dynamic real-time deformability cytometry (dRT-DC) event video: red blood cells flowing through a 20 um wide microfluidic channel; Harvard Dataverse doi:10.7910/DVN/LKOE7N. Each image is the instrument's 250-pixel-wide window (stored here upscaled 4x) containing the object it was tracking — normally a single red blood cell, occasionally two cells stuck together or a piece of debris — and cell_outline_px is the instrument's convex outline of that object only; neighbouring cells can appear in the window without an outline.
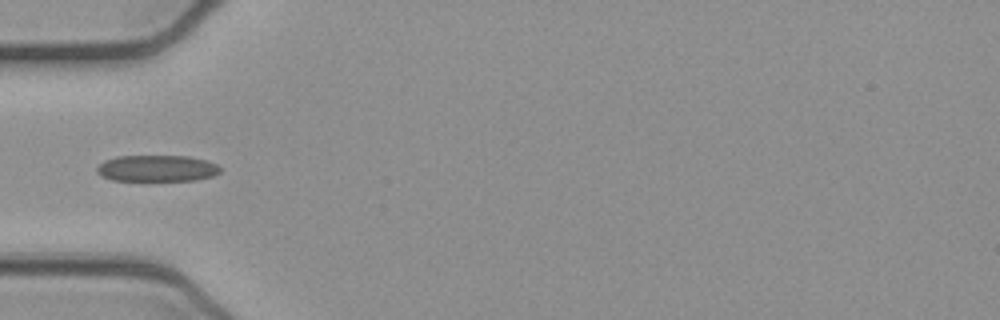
{"species": "common noctule bat (a hibernating species)", "species_latin": "Nyctalus noctula", "temperature_condition": "cold", "stored_images_in_passage": 36, "camera_frame_rate_fps": 3000, "um_per_image_px": 0.085, "animal": {"sex": "female", "body_mass_g": 21.9}, "frame": {"image": 1, "passage_image": 1, "time_ms": 0.0, "image_size_px": [1000, 320], "cell_outline_px": [[220, 172], [212, 176], [196, 180], [112, 180], [96, 172], [96, 168], [104, 160], [116, 156], [188, 156], [208, 160], [216, 164], [220, 168]], "centroid_in_image_um": [13.35, 14.3], "position_along_channel_um": 71.7, "area_um2": 18.9}}
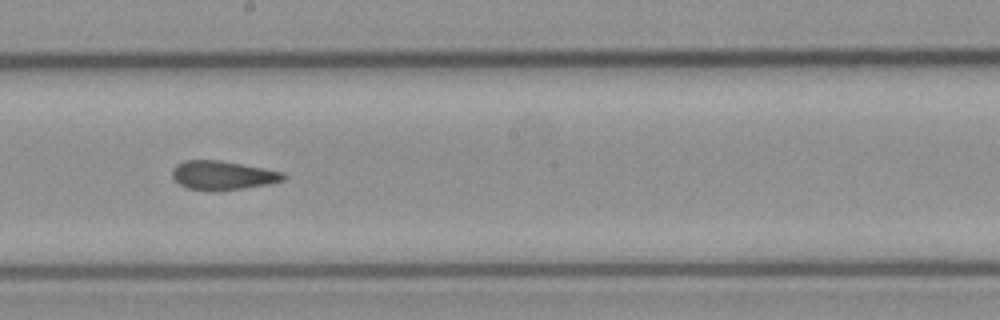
{"frame": {"image": 2, "passage_image": 13, "time_ms": 4.0, "image_size_px": [1000, 320], "cell_outline_px": [[288, 176], [284, 180], [268, 184], [244, 188], [188, 188], [180, 184], [172, 176], [172, 168], [176, 164], [184, 160], [220, 160], [264, 168], [284, 172]], "centroid_in_image_um": [18.97, 14.85], "position_along_channel_um": 229.2, "area_um2": 18.15}}
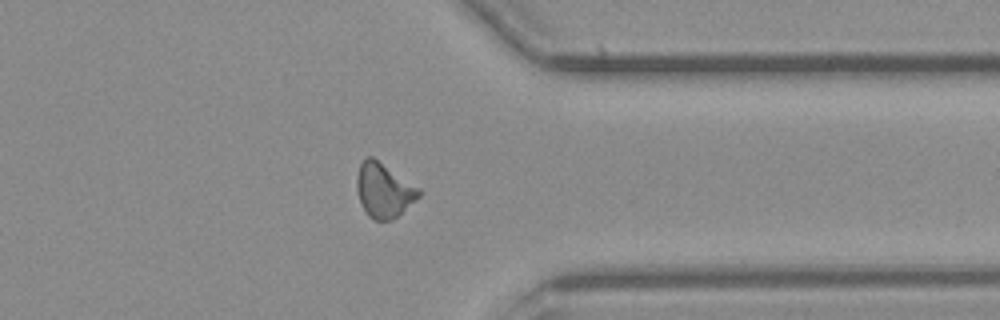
{"frame": {"image": 3, "passage_image": 25, "time_ms": 8.0, "image_size_px": [1000, 320], "cell_outline_px": [[420, 196], [392, 220], [376, 220], [368, 216], [360, 204], [356, 188], [356, 176], [360, 164], [364, 156], [372, 156], [420, 188]], "centroid_in_image_um": [32.59, 16.16], "position_along_channel_um": 378.8, "area_um2": 19.71}, "authors_computed_cell_mechanics": {"area_um2": 18.8139, "velocity_mm_per_s": 3.8955, "shape_relaxation_time_tau1_ms": null, "shape_relaxation_time_tau2_ms": 3.9845, "deformation_change_tau1": null, "deformation_change_tau2": 0.0896}}